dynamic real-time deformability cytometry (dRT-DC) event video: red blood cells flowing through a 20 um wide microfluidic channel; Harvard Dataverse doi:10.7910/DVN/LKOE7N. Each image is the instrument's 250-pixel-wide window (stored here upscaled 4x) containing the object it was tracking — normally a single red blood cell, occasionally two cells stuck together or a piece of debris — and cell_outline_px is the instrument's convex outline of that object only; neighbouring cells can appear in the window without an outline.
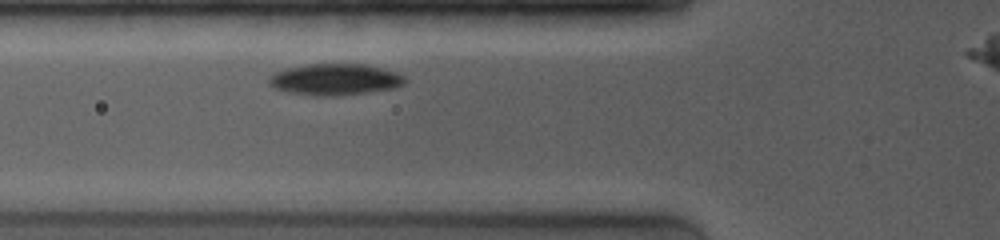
{"species": "common noctule bat (a hibernating species)", "species_latin": "Nyctalus noctula", "temperature_condition": "room temperature", "stored_images_in_passage": 3, "camera_frame_rate_fps": 4000, "um_per_image_px": 0.085, "animal": {"sex": "female", "body_mass_g": 19.0, "forearm_length_mm": 53.3}, "frame": {"image": 1, "passage_image": 2, "time_ms": 1.0, "image_size_px": [1000, 240], "cell_outline_px": [[408, 80], [404, 84], [396, 88], [368, 92], [336, 96], [316, 96], [288, 92], [276, 88], [268, 84], [268, 76], [272, 72], [288, 68], [312, 64], [364, 64], [396, 72], [404, 76]], "centroid_in_image_um": [28.47, 6.76], "position_along_channel_um": 97.3, "area_um2": 24.97}}